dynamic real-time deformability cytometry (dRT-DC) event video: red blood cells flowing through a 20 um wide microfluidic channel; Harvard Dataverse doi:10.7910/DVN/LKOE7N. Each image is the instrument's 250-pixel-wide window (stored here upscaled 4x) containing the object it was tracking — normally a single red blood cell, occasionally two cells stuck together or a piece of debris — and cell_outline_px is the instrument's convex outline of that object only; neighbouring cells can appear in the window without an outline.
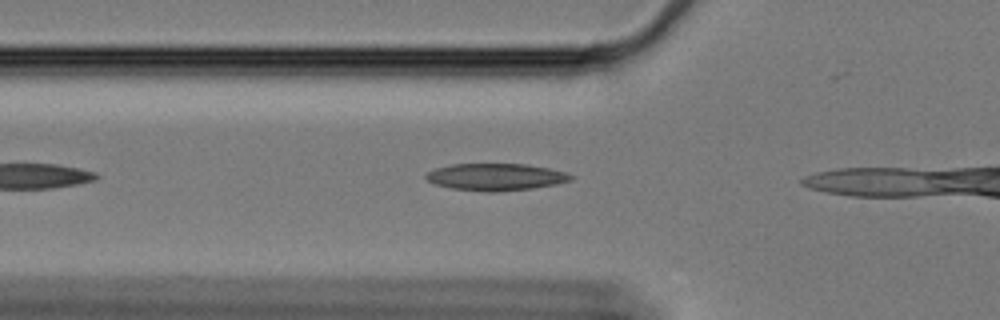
{"species": "Egyptian fruit bat (a non-hibernating species)", "species_latin": "Rousettus aegyptiacus", "temperature_condition": "cold", "stored_images_in_passage": 9, "camera_frame_rate_fps": 3000, "um_per_image_px": 0.085, "animal": {"sex": "female"}, "frame": {"image": 1, "passage_image": 4, "time_ms": 1.0, "image_size_px": [1000, 320], "cell_outline_px": [[576, 176], [572, 180], [556, 184], [532, 188], [492, 192], [488, 192], [452, 188], [436, 184], [428, 180], [424, 176], [428, 172], [436, 168], [452, 164], [524, 164], [548, 168], [564, 172]], "centroid_in_image_um": [42.16, 15.04], "position_along_channel_um": 83.6, "area_um2": 22.6}}